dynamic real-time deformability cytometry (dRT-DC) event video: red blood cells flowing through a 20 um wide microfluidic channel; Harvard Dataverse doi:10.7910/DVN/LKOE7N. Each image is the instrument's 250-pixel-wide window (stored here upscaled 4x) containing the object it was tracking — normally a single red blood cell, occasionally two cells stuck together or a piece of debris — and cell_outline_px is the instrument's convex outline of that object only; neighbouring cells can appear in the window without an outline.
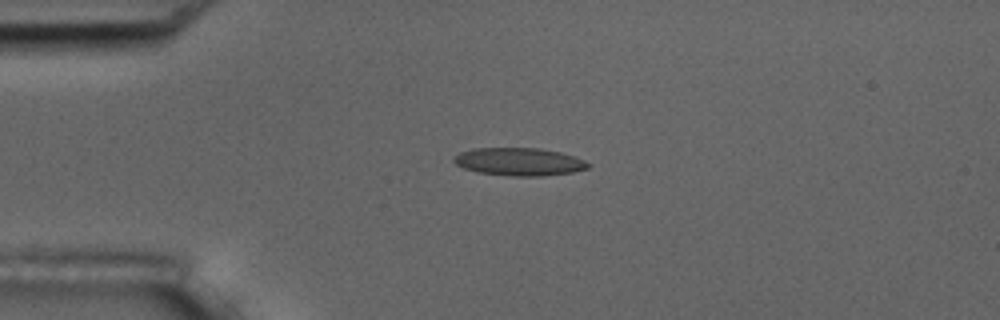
{"species": "common noctule bat (a hibernating species)", "species_latin": "Nyctalus noctula", "temperature_condition": "room temperature", "stored_images_in_passage": 3, "camera_frame_rate_fps": 3000, "um_per_image_px": 0.085, "animal": {"sex": "male", "body_mass_g": 17.5, "forearm_length_mm": 52.3}, "frame": {"image": 1, "passage_image": 2, "time_ms": 1.333, "image_size_px": [1000, 320], "cell_outline_px": [[592, 164], [588, 168], [572, 172], [544, 176], [512, 176], [476, 172], [464, 168], [456, 164], [452, 160], [460, 152], [472, 148], [540, 148], [560, 152], [576, 156]], "centroid_in_image_um": [44.15, 13.74], "position_along_channel_um": 40.8, "area_um2": 21.91}}